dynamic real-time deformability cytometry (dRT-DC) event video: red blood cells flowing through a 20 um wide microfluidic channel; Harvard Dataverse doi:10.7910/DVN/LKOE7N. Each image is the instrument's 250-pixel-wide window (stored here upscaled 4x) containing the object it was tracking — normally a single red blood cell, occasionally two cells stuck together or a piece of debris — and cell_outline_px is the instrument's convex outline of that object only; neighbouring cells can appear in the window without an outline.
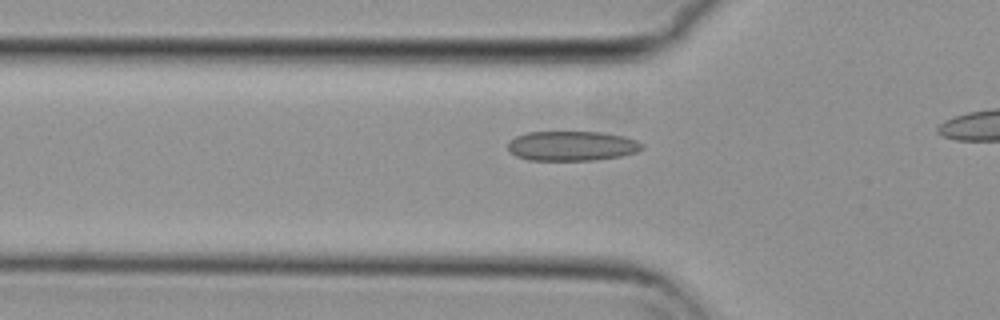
{"species": "common noctule bat (a hibernating species)", "species_latin": "Nyctalus noctula", "temperature_condition": "cold", "stored_images_in_passage": 29, "camera_frame_rate_fps": 3000, "um_per_image_px": 0.085, "animal": {"sex": "female", "body_mass_g": 29.2, "forearm_length_mm": 56.3}, "frame": {"image": 1, "passage_image": 13, "time_ms": 4.0, "image_size_px": [1000, 320], "cell_outline_px": [[644, 148], [636, 152], [620, 156], [592, 160], [528, 160], [516, 156], [508, 152], [508, 140], [516, 136], [528, 132], [600, 132], [624, 136], [636, 140], [644, 144]], "centroid_in_image_um": [48.58, 12.4], "position_along_channel_um": 77.2, "area_um2": 23.35}}
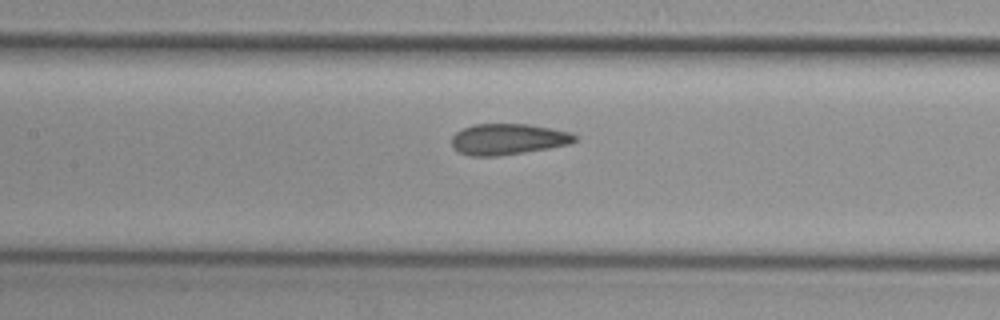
{"frame": {"image": 2, "passage_image": 20, "time_ms": 6.333, "image_size_px": [1000, 320], "cell_outline_px": [[576, 140], [568, 144], [548, 148], [524, 152], [496, 156], [468, 156], [460, 152], [452, 144], [452, 136], [456, 132], [472, 124], [528, 124], [572, 132], [576, 136]], "centroid_in_image_um": [43.17, 11.82], "position_along_channel_um": 164.2, "area_um2": 22.08}}
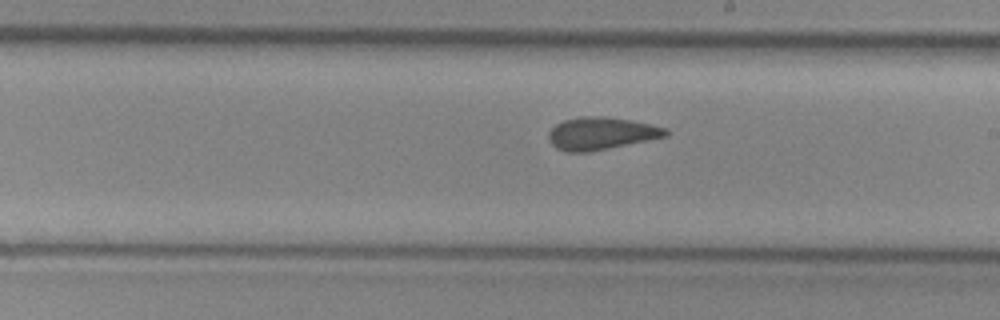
{"frame": {"image": 3, "passage_image": 26, "time_ms": 8.333, "image_size_px": [1000, 320], "cell_outline_px": [[668, 136], [588, 152], [568, 152], [556, 148], [548, 140], [548, 132], [556, 124], [564, 120], [580, 116], [604, 116], [632, 120], [668, 128]], "centroid_in_image_um": [51.09, 11.33], "position_along_channel_um": 237.9, "area_um2": 22.2}}